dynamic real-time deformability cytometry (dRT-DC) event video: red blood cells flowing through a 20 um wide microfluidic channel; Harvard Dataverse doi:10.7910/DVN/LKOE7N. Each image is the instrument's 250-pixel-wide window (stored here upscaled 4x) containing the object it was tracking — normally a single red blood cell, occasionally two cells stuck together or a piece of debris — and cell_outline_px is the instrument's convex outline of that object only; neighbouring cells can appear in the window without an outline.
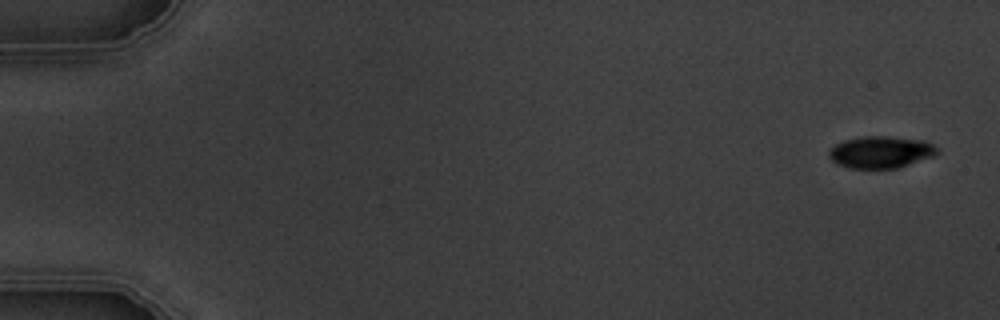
{"species": "common noctule bat (a hibernating species)", "species_latin": "Nyctalus noctula", "temperature_condition": "warm", "stored_images_in_passage": 6, "camera_frame_rate_fps": 3000, "um_per_image_px": 0.085, "animal": {"sex": "male", "body_mass_g": 19.5, "forearm_length_mm": 54.6}, "frame": {"image": 1, "passage_image": 1, "time_ms": 0.0, "image_size_px": [1000, 320], "cell_outline_px": [[940, 152], [932, 156], [900, 168], [848, 168], [836, 164], [828, 156], [828, 152], [836, 144], [844, 140], [864, 136], [888, 136], [924, 140], [932, 144]], "centroid_in_image_um": [74.86, 12.93], "position_along_channel_um": 10.1, "area_um2": 20.17}}
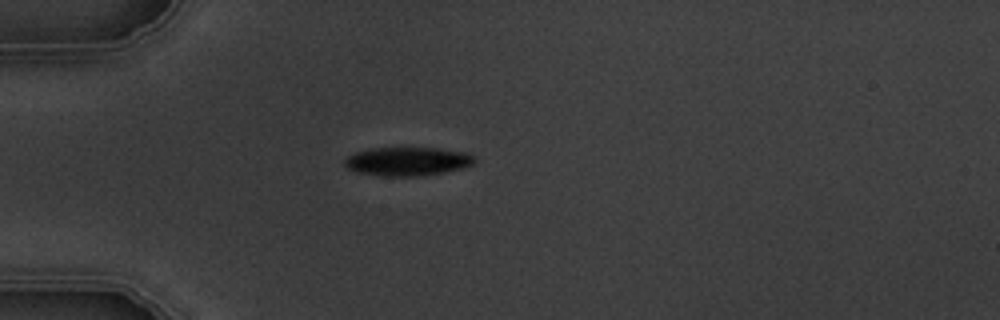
{"frame": {"image": 2, "passage_image": 5, "time_ms": 4.667, "image_size_px": [1000, 320], "cell_outline_px": [[476, 160], [472, 164], [464, 168], [444, 172], [416, 176], [384, 176], [356, 172], [348, 168], [344, 164], [344, 160], [348, 156], [356, 152], [372, 148], [436, 148], [468, 152], [476, 156]], "centroid_in_image_um": [34.67, 13.71], "position_along_channel_um": 50.3, "area_um2": 21.73}}